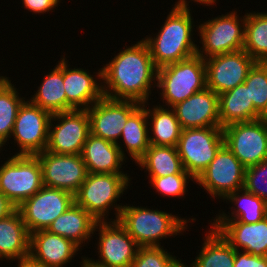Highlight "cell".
I'll use <instances>...</instances> for the list:
<instances>
[{
    "mask_svg": "<svg viewBox=\"0 0 267 267\" xmlns=\"http://www.w3.org/2000/svg\"><path fill=\"white\" fill-rule=\"evenodd\" d=\"M96 223L97 221L84 208L74 202L46 230L71 240L82 250L85 242L89 243L93 238Z\"/></svg>",
    "mask_w": 267,
    "mask_h": 267,
    "instance_id": "23",
    "label": "cell"
},
{
    "mask_svg": "<svg viewBox=\"0 0 267 267\" xmlns=\"http://www.w3.org/2000/svg\"><path fill=\"white\" fill-rule=\"evenodd\" d=\"M204 60L206 87L218 95L243 84L250 68L256 62L243 49L211 56Z\"/></svg>",
    "mask_w": 267,
    "mask_h": 267,
    "instance_id": "15",
    "label": "cell"
},
{
    "mask_svg": "<svg viewBox=\"0 0 267 267\" xmlns=\"http://www.w3.org/2000/svg\"><path fill=\"white\" fill-rule=\"evenodd\" d=\"M243 50L256 62H267V12L245 13Z\"/></svg>",
    "mask_w": 267,
    "mask_h": 267,
    "instance_id": "32",
    "label": "cell"
},
{
    "mask_svg": "<svg viewBox=\"0 0 267 267\" xmlns=\"http://www.w3.org/2000/svg\"><path fill=\"white\" fill-rule=\"evenodd\" d=\"M2 147H3V146H2V145H0V153H1L2 149H3Z\"/></svg>",
    "mask_w": 267,
    "mask_h": 267,
    "instance_id": "46",
    "label": "cell"
},
{
    "mask_svg": "<svg viewBox=\"0 0 267 267\" xmlns=\"http://www.w3.org/2000/svg\"><path fill=\"white\" fill-rule=\"evenodd\" d=\"M58 5L60 4L61 0H54Z\"/></svg>",
    "mask_w": 267,
    "mask_h": 267,
    "instance_id": "45",
    "label": "cell"
},
{
    "mask_svg": "<svg viewBox=\"0 0 267 267\" xmlns=\"http://www.w3.org/2000/svg\"><path fill=\"white\" fill-rule=\"evenodd\" d=\"M16 206L12 204L6 196L0 191V219L9 216L16 210Z\"/></svg>",
    "mask_w": 267,
    "mask_h": 267,
    "instance_id": "40",
    "label": "cell"
},
{
    "mask_svg": "<svg viewBox=\"0 0 267 267\" xmlns=\"http://www.w3.org/2000/svg\"><path fill=\"white\" fill-rule=\"evenodd\" d=\"M147 105L150 104L145 103L148 126H150L148 130H151L149 131L150 145L177 147L182 128L174 109L160 104L153 105L151 108Z\"/></svg>",
    "mask_w": 267,
    "mask_h": 267,
    "instance_id": "26",
    "label": "cell"
},
{
    "mask_svg": "<svg viewBox=\"0 0 267 267\" xmlns=\"http://www.w3.org/2000/svg\"><path fill=\"white\" fill-rule=\"evenodd\" d=\"M51 71L43 75L37 91L29 99L49 113L66 112V93L63 83V55Z\"/></svg>",
    "mask_w": 267,
    "mask_h": 267,
    "instance_id": "29",
    "label": "cell"
},
{
    "mask_svg": "<svg viewBox=\"0 0 267 267\" xmlns=\"http://www.w3.org/2000/svg\"><path fill=\"white\" fill-rule=\"evenodd\" d=\"M158 33L142 38L148 45L157 68L187 59L197 54L193 39L194 17L189 5H172ZM156 35V36H155Z\"/></svg>",
    "mask_w": 267,
    "mask_h": 267,
    "instance_id": "2",
    "label": "cell"
},
{
    "mask_svg": "<svg viewBox=\"0 0 267 267\" xmlns=\"http://www.w3.org/2000/svg\"><path fill=\"white\" fill-rule=\"evenodd\" d=\"M94 232L99 259L85 256V267H130L139 246L119 221L97 222Z\"/></svg>",
    "mask_w": 267,
    "mask_h": 267,
    "instance_id": "9",
    "label": "cell"
},
{
    "mask_svg": "<svg viewBox=\"0 0 267 267\" xmlns=\"http://www.w3.org/2000/svg\"><path fill=\"white\" fill-rule=\"evenodd\" d=\"M51 117V113L29 99L23 101L11 134L19 149L15 155H37L46 149Z\"/></svg>",
    "mask_w": 267,
    "mask_h": 267,
    "instance_id": "12",
    "label": "cell"
},
{
    "mask_svg": "<svg viewBox=\"0 0 267 267\" xmlns=\"http://www.w3.org/2000/svg\"><path fill=\"white\" fill-rule=\"evenodd\" d=\"M172 108L182 129L221 127L218 94L207 87Z\"/></svg>",
    "mask_w": 267,
    "mask_h": 267,
    "instance_id": "19",
    "label": "cell"
},
{
    "mask_svg": "<svg viewBox=\"0 0 267 267\" xmlns=\"http://www.w3.org/2000/svg\"><path fill=\"white\" fill-rule=\"evenodd\" d=\"M222 130L224 144L245 168L267 159V118L229 124Z\"/></svg>",
    "mask_w": 267,
    "mask_h": 267,
    "instance_id": "10",
    "label": "cell"
},
{
    "mask_svg": "<svg viewBox=\"0 0 267 267\" xmlns=\"http://www.w3.org/2000/svg\"><path fill=\"white\" fill-rule=\"evenodd\" d=\"M80 248L71 240L47 230L30 234L29 256L46 267H64L70 264ZM64 265V266H63Z\"/></svg>",
    "mask_w": 267,
    "mask_h": 267,
    "instance_id": "21",
    "label": "cell"
},
{
    "mask_svg": "<svg viewBox=\"0 0 267 267\" xmlns=\"http://www.w3.org/2000/svg\"><path fill=\"white\" fill-rule=\"evenodd\" d=\"M145 169L147 177L172 174H189L183 169L177 147L150 145L144 156L136 163Z\"/></svg>",
    "mask_w": 267,
    "mask_h": 267,
    "instance_id": "31",
    "label": "cell"
},
{
    "mask_svg": "<svg viewBox=\"0 0 267 267\" xmlns=\"http://www.w3.org/2000/svg\"><path fill=\"white\" fill-rule=\"evenodd\" d=\"M82 261L80 262L81 267H85V256H81Z\"/></svg>",
    "mask_w": 267,
    "mask_h": 267,
    "instance_id": "43",
    "label": "cell"
},
{
    "mask_svg": "<svg viewBox=\"0 0 267 267\" xmlns=\"http://www.w3.org/2000/svg\"><path fill=\"white\" fill-rule=\"evenodd\" d=\"M128 174L87 173L85 181L74 195L75 203L84 208L97 222L118 221L124 205L117 200L130 187ZM129 186V187H128ZM115 209V219H110L109 211Z\"/></svg>",
    "mask_w": 267,
    "mask_h": 267,
    "instance_id": "4",
    "label": "cell"
},
{
    "mask_svg": "<svg viewBox=\"0 0 267 267\" xmlns=\"http://www.w3.org/2000/svg\"><path fill=\"white\" fill-rule=\"evenodd\" d=\"M210 226L236 250L267 256V216L256 223L212 222Z\"/></svg>",
    "mask_w": 267,
    "mask_h": 267,
    "instance_id": "20",
    "label": "cell"
},
{
    "mask_svg": "<svg viewBox=\"0 0 267 267\" xmlns=\"http://www.w3.org/2000/svg\"><path fill=\"white\" fill-rule=\"evenodd\" d=\"M245 167L224 144L195 183L212 199H224L244 187ZM220 198V199H219Z\"/></svg>",
    "mask_w": 267,
    "mask_h": 267,
    "instance_id": "11",
    "label": "cell"
},
{
    "mask_svg": "<svg viewBox=\"0 0 267 267\" xmlns=\"http://www.w3.org/2000/svg\"><path fill=\"white\" fill-rule=\"evenodd\" d=\"M170 212L153 210L143 206L124 204L119 223L127 230L139 247L161 246V239L181 236L188 228V222L196 218H182ZM190 220V221H189Z\"/></svg>",
    "mask_w": 267,
    "mask_h": 267,
    "instance_id": "3",
    "label": "cell"
},
{
    "mask_svg": "<svg viewBox=\"0 0 267 267\" xmlns=\"http://www.w3.org/2000/svg\"><path fill=\"white\" fill-rule=\"evenodd\" d=\"M140 105L131 100H116L103 96L87 109L90 133L118 144L128 117Z\"/></svg>",
    "mask_w": 267,
    "mask_h": 267,
    "instance_id": "17",
    "label": "cell"
},
{
    "mask_svg": "<svg viewBox=\"0 0 267 267\" xmlns=\"http://www.w3.org/2000/svg\"><path fill=\"white\" fill-rule=\"evenodd\" d=\"M66 60V56L63 55V83L66 93V112L87 110L104 96L102 68L98 72H94L96 75H91L84 68H69L70 64Z\"/></svg>",
    "mask_w": 267,
    "mask_h": 267,
    "instance_id": "18",
    "label": "cell"
},
{
    "mask_svg": "<svg viewBox=\"0 0 267 267\" xmlns=\"http://www.w3.org/2000/svg\"><path fill=\"white\" fill-rule=\"evenodd\" d=\"M207 232L198 256L190 265L185 263L183 267H234L235 248L211 226Z\"/></svg>",
    "mask_w": 267,
    "mask_h": 267,
    "instance_id": "30",
    "label": "cell"
},
{
    "mask_svg": "<svg viewBox=\"0 0 267 267\" xmlns=\"http://www.w3.org/2000/svg\"><path fill=\"white\" fill-rule=\"evenodd\" d=\"M223 145L222 127L182 129L177 150L183 169L196 180Z\"/></svg>",
    "mask_w": 267,
    "mask_h": 267,
    "instance_id": "8",
    "label": "cell"
},
{
    "mask_svg": "<svg viewBox=\"0 0 267 267\" xmlns=\"http://www.w3.org/2000/svg\"><path fill=\"white\" fill-rule=\"evenodd\" d=\"M42 167L43 185L75 195L87 176L80 154H55L44 150L36 155Z\"/></svg>",
    "mask_w": 267,
    "mask_h": 267,
    "instance_id": "16",
    "label": "cell"
},
{
    "mask_svg": "<svg viewBox=\"0 0 267 267\" xmlns=\"http://www.w3.org/2000/svg\"><path fill=\"white\" fill-rule=\"evenodd\" d=\"M157 69L143 39L126 46L103 64V94L111 99L148 103L151 91L157 87Z\"/></svg>",
    "mask_w": 267,
    "mask_h": 267,
    "instance_id": "1",
    "label": "cell"
},
{
    "mask_svg": "<svg viewBox=\"0 0 267 267\" xmlns=\"http://www.w3.org/2000/svg\"><path fill=\"white\" fill-rule=\"evenodd\" d=\"M166 250L163 246L139 247L130 267H183L182 259Z\"/></svg>",
    "mask_w": 267,
    "mask_h": 267,
    "instance_id": "35",
    "label": "cell"
},
{
    "mask_svg": "<svg viewBox=\"0 0 267 267\" xmlns=\"http://www.w3.org/2000/svg\"><path fill=\"white\" fill-rule=\"evenodd\" d=\"M200 37L197 54L203 59L211 56L242 50L245 42V15L237 10L212 17L196 27Z\"/></svg>",
    "mask_w": 267,
    "mask_h": 267,
    "instance_id": "6",
    "label": "cell"
},
{
    "mask_svg": "<svg viewBox=\"0 0 267 267\" xmlns=\"http://www.w3.org/2000/svg\"><path fill=\"white\" fill-rule=\"evenodd\" d=\"M205 88V60L198 54L157 69V89L164 107L172 108Z\"/></svg>",
    "mask_w": 267,
    "mask_h": 267,
    "instance_id": "5",
    "label": "cell"
},
{
    "mask_svg": "<svg viewBox=\"0 0 267 267\" xmlns=\"http://www.w3.org/2000/svg\"><path fill=\"white\" fill-rule=\"evenodd\" d=\"M148 181L153 189L163 197H173V198H185L183 197L187 190V186L191 181L195 182V179L190 174H172L162 177H148ZM190 179V180H189Z\"/></svg>",
    "mask_w": 267,
    "mask_h": 267,
    "instance_id": "36",
    "label": "cell"
},
{
    "mask_svg": "<svg viewBox=\"0 0 267 267\" xmlns=\"http://www.w3.org/2000/svg\"><path fill=\"white\" fill-rule=\"evenodd\" d=\"M7 77H0V84L6 79Z\"/></svg>",
    "mask_w": 267,
    "mask_h": 267,
    "instance_id": "44",
    "label": "cell"
},
{
    "mask_svg": "<svg viewBox=\"0 0 267 267\" xmlns=\"http://www.w3.org/2000/svg\"><path fill=\"white\" fill-rule=\"evenodd\" d=\"M234 267H267V256L251 255L235 249Z\"/></svg>",
    "mask_w": 267,
    "mask_h": 267,
    "instance_id": "38",
    "label": "cell"
},
{
    "mask_svg": "<svg viewBox=\"0 0 267 267\" xmlns=\"http://www.w3.org/2000/svg\"><path fill=\"white\" fill-rule=\"evenodd\" d=\"M148 127L144 103L128 117V120L123 127L120 141L123 139L122 142L124 144L122 145V142L120 141L117 144L125 159H128L125 152L128 153L130 159L135 161L134 163H137L144 156L146 150L150 146ZM122 146L126 148L125 151Z\"/></svg>",
    "mask_w": 267,
    "mask_h": 267,
    "instance_id": "28",
    "label": "cell"
},
{
    "mask_svg": "<svg viewBox=\"0 0 267 267\" xmlns=\"http://www.w3.org/2000/svg\"><path fill=\"white\" fill-rule=\"evenodd\" d=\"M193 1L194 3L196 2L197 4H201L204 6H214L216 4L217 0H190ZM190 1L187 0H178L175 2V5H189ZM215 3V4H214Z\"/></svg>",
    "mask_w": 267,
    "mask_h": 267,
    "instance_id": "42",
    "label": "cell"
},
{
    "mask_svg": "<svg viewBox=\"0 0 267 267\" xmlns=\"http://www.w3.org/2000/svg\"><path fill=\"white\" fill-rule=\"evenodd\" d=\"M22 7L32 12L33 14H44L53 12L52 10L58 7V4L54 0H21Z\"/></svg>",
    "mask_w": 267,
    "mask_h": 267,
    "instance_id": "39",
    "label": "cell"
},
{
    "mask_svg": "<svg viewBox=\"0 0 267 267\" xmlns=\"http://www.w3.org/2000/svg\"><path fill=\"white\" fill-rule=\"evenodd\" d=\"M17 263V267H46L42 263L33 260L30 256L20 259Z\"/></svg>",
    "mask_w": 267,
    "mask_h": 267,
    "instance_id": "41",
    "label": "cell"
},
{
    "mask_svg": "<svg viewBox=\"0 0 267 267\" xmlns=\"http://www.w3.org/2000/svg\"><path fill=\"white\" fill-rule=\"evenodd\" d=\"M74 195L68 191L43 186L24 200L16 209L20 212L29 234L46 230L73 203Z\"/></svg>",
    "mask_w": 267,
    "mask_h": 267,
    "instance_id": "13",
    "label": "cell"
},
{
    "mask_svg": "<svg viewBox=\"0 0 267 267\" xmlns=\"http://www.w3.org/2000/svg\"><path fill=\"white\" fill-rule=\"evenodd\" d=\"M221 127L237 122H248L263 118L249 101V88L243 83L218 95Z\"/></svg>",
    "mask_w": 267,
    "mask_h": 267,
    "instance_id": "27",
    "label": "cell"
},
{
    "mask_svg": "<svg viewBox=\"0 0 267 267\" xmlns=\"http://www.w3.org/2000/svg\"><path fill=\"white\" fill-rule=\"evenodd\" d=\"M89 134L90 122L87 110L53 114L45 150L55 154H81Z\"/></svg>",
    "mask_w": 267,
    "mask_h": 267,
    "instance_id": "14",
    "label": "cell"
},
{
    "mask_svg": "<svg viewBox=\"0 0 267 267\" xmlns=\"http://www.w3.org/2000/svg\"><path fill=\"white\" fill-rule=\"evenodd\" d=\"M30 234L16 209L0 219V260L19 261L29 256Z\"/></svg>",
    "mask_w": 267,
    "mask_h": 267,
    "instance_id": "24",
    "label": "cell"
},
{
    "mask_svg": "<svg viewBox=\"0 0 267 267\" xmlns=\"http://www.w3.org/2000/svg\"><path fill=\"white\" fill-rule=\"evenodd\" d=\"M243 188L267 202V159L245 168Z\"/></svg>",
    "mask_w": 267,
    "mask_h": 267,
    "instance_id": "37",
    "label": "cell"
},
{
    "mask_svg": "<svg viewBox=\"0 0 267 267\" xmlns=\"http://www.w3.org/2000/svg\"><path fill=\"white\" fill-rule=\"evenodd\" d=\"M224 201L232 204L231 214L217 213L214 222L256 223L267 216V202L244 188L228 194Z\"/></svg>",
    "mask_w": 267,
    "mask_h": 267,
    "instance_id": "25",
    "label": "cell"
},
{
    "mask_svg": "<svg viewBox=\"0 0 267 267\" xmlns=\"http://www.w3.org/2000/svg\"><path fill=\"white\" fill-rule=\"evenodd\" d=\"M81 157L88 173L128 174L122 171L126 159L117 146L106 139L89 134L84 143Z\"/></svg>",
    "mask_w": 267,
    "mask_h": 267,
    "instance_id": "22",
    "label": "cell"
},
{
    "mask_svg": "<svg viewBox=\"0 0 267 267\" xmlns=\"http://www.w3.org/2000/svg\"><path fill=\"white\" fill-rule=\"evenodd\" d=\"M9 79L7 77L0 84V145L2 146L11 139L18 109L25 99L19 96L18 88H15Z\"/></svg>",
    "mask_w": 267,
    "mask_h": 267,
    "instance_id": "33",
    "label": "cell"
},
{
    "mask_svg": "<svg viewBox=\"0 0 267 267\" xmlns=\"http://www.w3.org/2000/svg\"><path fill=\"white\" fill-rule=\"evenodd\" d=\"M43 186L42 167L36 155H13L0 166V191L16 207Z\"/></svg>",
    "mask_w": 267,
    "mask_h": 267,
    "instance_id": "7",
    "label": "cell"
},
{
    "mask_svg": "<svg viewBox=\"0 0 267 267\" xmlns=\"http://www.w3.org/2000/svg\"><path fill=\"white\" fill-rule=\"evenodd\" d=\"M244 84L249 88V101L253 102L255 110L267 118V62H255Z\"/></svg>",
    "mask_w": 267,
    "mask_h": 267,
    "instance_id": "34",
    "label": "cell"
}]
</instances>
